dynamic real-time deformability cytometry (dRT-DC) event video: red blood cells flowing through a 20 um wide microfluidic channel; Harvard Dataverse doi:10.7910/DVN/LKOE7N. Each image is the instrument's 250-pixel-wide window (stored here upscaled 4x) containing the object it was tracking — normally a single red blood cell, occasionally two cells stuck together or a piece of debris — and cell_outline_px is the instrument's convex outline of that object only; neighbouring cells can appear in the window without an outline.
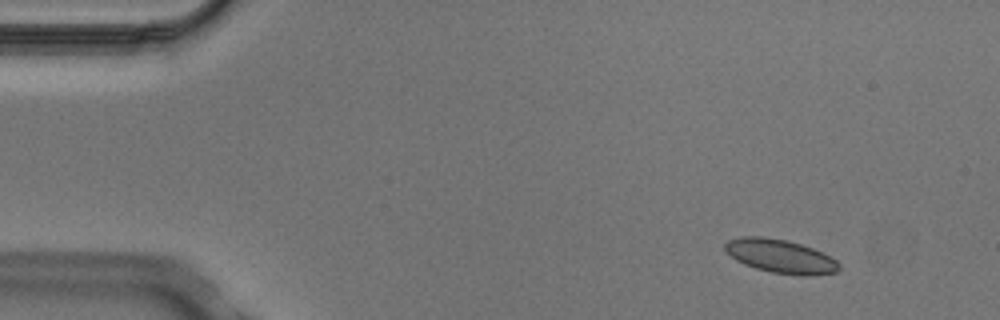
{"species": "Egyptian fruit bat (a non-hibernating species)", "species_latin": "Rousettus aegyptiacus", "temperature_condition": "cold", "stored_images_in_passage": 5, "segment_of_instrument_passage": [1, 2], "camera_frame_rate_fps": 3000, "um_per_image_px": 0.085, "animal": {"sex": "male"}, "frame": {"image": 1, "passage_image": 1, "time_ms": 0.0, "image_size_px": [1000, 320], "cell_outline_px": [[840, 268], [836, 272], [804, 276], [772, 272], [756, 268], [744, 264], [736, 260], [724, 248], [724, 244], [728, 240], [744, 236], [764, 236], [788, 240], [812, 248], [836, 260], [840, 264]], "centroid_in_image_um": [66.32, 21.77], "position_along_channel_um": 18.7, "area_um2": 22.14}}